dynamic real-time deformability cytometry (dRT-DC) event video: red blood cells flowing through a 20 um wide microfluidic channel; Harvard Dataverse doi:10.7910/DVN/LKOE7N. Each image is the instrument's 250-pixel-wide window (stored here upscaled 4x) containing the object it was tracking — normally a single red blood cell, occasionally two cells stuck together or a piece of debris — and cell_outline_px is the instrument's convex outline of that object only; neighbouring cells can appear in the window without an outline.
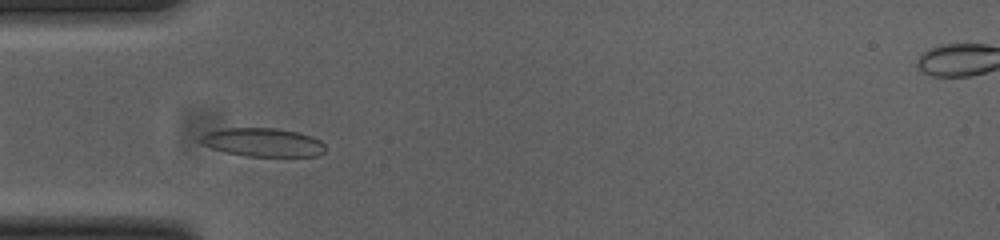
{"species": "common noctule bat (a hibernating species)", "species_latin": "Nyctalus noctula", "temperature_condition": "cold", "stored_images_in_passage": 38, "camera_frame_rate_fps": 3000, "um_per_image_px": 0.085, "animal": {"sex": "female", "body_mass_g": 23.0, "forearm_length_mm": 53.4}, "frame": {"image": 1, "passage_image": 3, "time_ms": 0.667, "image_size_px": [1000, 240], "cell_outline_px": [[324, 152], [316, 156], [244, 156], [212, 148], [200, 144], [196, 140], [204, 132], [224, 128], [276, 128], [296, 132], [312, 136], [320, 140], [324, 144]], "centroid_in_image_um": [22.28, 12.09], "position_along_channel_um": 62.7, "area_um2": 20.87}}
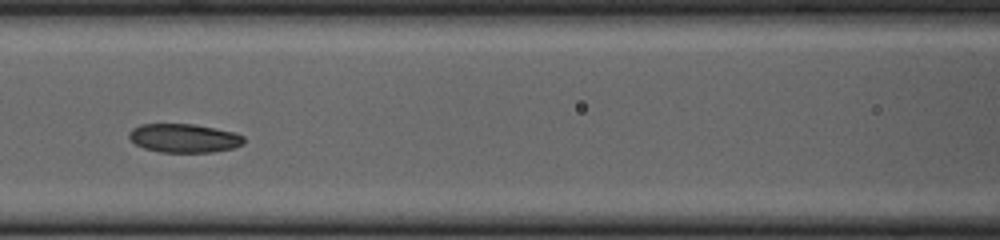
{"frame": {"image": 2, "passage_image": 10, "time_ms": 3.0, "image_size_px": [1000, 240], "cell_outline_px": [[244, 144], [232, 148], [212, 152], [160, 152], [144, 148], [136, 144], [128, 136], [132, 128], [140, 124], [192, 124], [236, 132], [244, 136]], "centroid_in_image_um": [15.66, 11.74], "position_along_channel_um": 150.9, "area_um2": 19.19}}
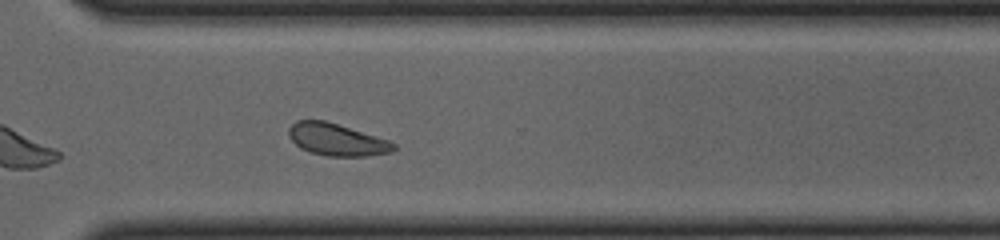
{"frame": {"image": 3, "passage_image": 25, "time_ms": 8.0, "image_size_px": [1000, 240], "cell_outline_px": [[396, 148], [392, 152], [368, 156], [328, 156], [312, 152], [300, 148], [288, 136], [288, 128], [296, 120], [324, 120], [388, 140], [396, 144]], "centroid_in_image_um": [28.61, 11.87], "position_along_channel_um": 342.0, "area_um2": 19.48}, "authors_computed_cell_mechanics": {"area_um2": 19.3341, "velocity_mm_per_s": 3.8242, "shape_relaxation_time_tau1_ms": 5.5153, "shape_relaxation_time_tau2_ms": 3.1859, "deformation_change_tau1": 0.0974, "deformation_change_tau2": 0.0939}}